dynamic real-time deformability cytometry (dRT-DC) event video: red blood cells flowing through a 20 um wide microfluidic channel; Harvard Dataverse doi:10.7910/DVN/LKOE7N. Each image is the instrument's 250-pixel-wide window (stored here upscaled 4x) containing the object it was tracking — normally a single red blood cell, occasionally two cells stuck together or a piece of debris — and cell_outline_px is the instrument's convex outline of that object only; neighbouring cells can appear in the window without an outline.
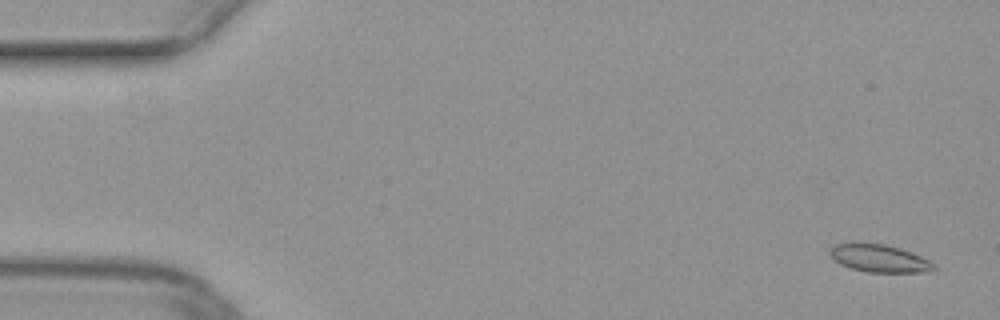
{"species": "common noctule bat (a hibernating species)", "species_latin": "Nyctalus noctula", "temperature_condition": "warm", "stored_images_in_passage": 19, "camera_frame_rate_fps": 3000, "um_per_image_px": 0.085, "animal": {"sex": "female", "body_mass_g": 29.2, "forearm_length_mm": 56.3}, "frame": {"image": 1, "passage_image": 2, "time_ms": 0.333, "image_size_px": [1000, 320], "cell_outline_px": [[936, 268], [924, 272], [868, 272], [852, 268], [840, 264], [832, 260], [828, 252], [828, 248], [832, 244], [884, 244], [900, 248], [912, 252], [936, 264]], "centroid_in_image_um": [74.71, 21.96], "position_along_channel_um": 10.3, "area_um2": 16.65}}
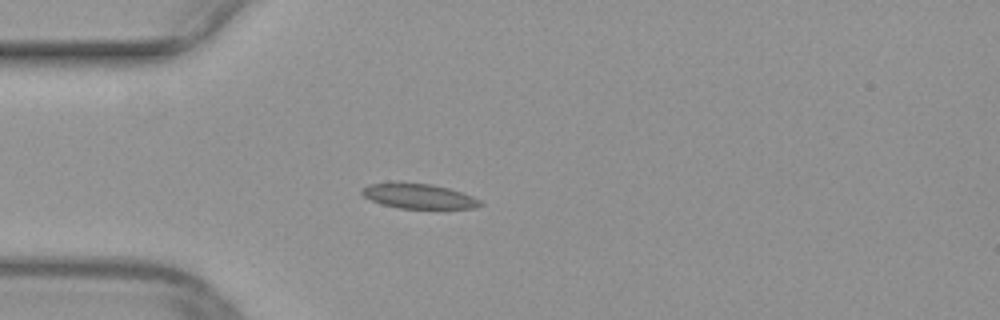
{"frame": {"image": 2, "passage_image": 14, "time_ms": 4.333, "image_size_px": [1000, 320], "cell_outline_px": [[484, 204], [476, 208], [400, 208], [380, 204], [364, 196], [360, 192], [368, 184], [432, 184], [448, 188], [472, 196], [480, 200]], "centroid_in_image_um": [35.63, 16.7], "position_along_channel_um": 49.4, "area_um2": 16.59}}
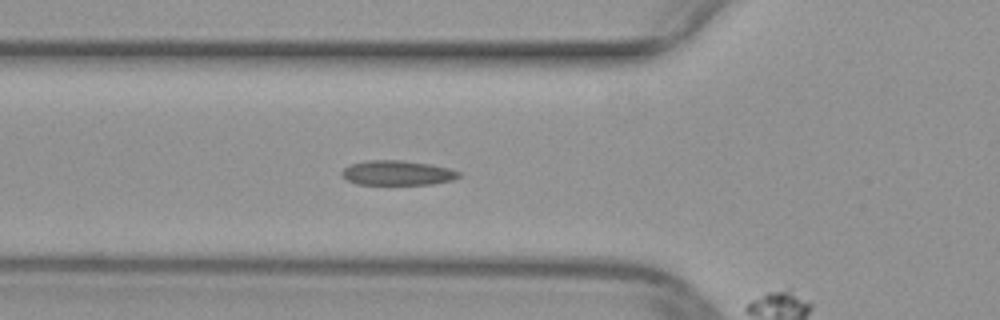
{"frame": {"image": 3, "passage_image": 18, "time_ms": 5.667, "image_size_px": [1000, 320], "cell_outline_px": [[460, 176], [456, 180], [432, 184], [356, 184], [348, 180], [340, 172], [348, 164], [368, 160], [404, 160], [432, 164], [448, 168], [460, 172]], "centroid_in_image_um": [33.8, 14.69], "position_along_channel_um": 92.0, "area_um2": 16.99}}